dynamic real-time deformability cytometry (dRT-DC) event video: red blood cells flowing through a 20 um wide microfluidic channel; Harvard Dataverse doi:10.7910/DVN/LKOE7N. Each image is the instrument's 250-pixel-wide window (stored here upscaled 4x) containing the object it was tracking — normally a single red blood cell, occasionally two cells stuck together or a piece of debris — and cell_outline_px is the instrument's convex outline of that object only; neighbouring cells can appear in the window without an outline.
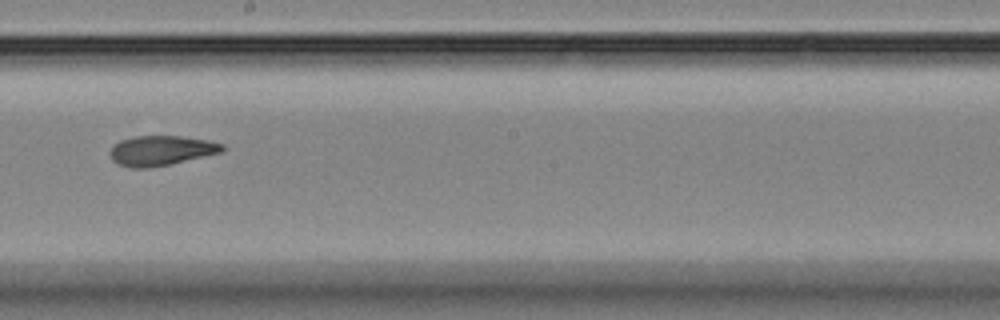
{"species": "Egyptian fruit bat (a non-hibernating species)", "species_latin": "Rousettus aegyptiacus", "temperature_condition": "room temperature", "stored_images_in_passage": 12, "camera_frame_rate_fps": 3000, "um_per_image_px": 0.085, "animal": {"sex": "female"}, "frame": {"image": 1, "passage_image": 6, "time_ms": 7.333, "image_size_px": [1000, 320], "cell_outline_px": [[224, 148], [220, 152], [168, 164], [148, 168], [132, 168], [116, 164], [112, 160], [108, 152], [120, 140], [136, 136], [180, 136], [208, 140], [224, 144]], "centroid_in_image_um": [13.64, 12.79], "position_along_channel_um": 234.6, "area_um2": 19.31}}
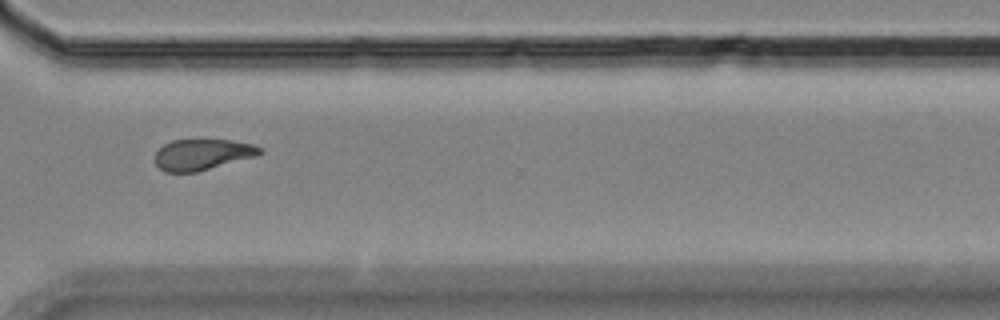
{"frame": {"image": 2, "passage_image": 9, "time_ms": 10.667, "image_size_px": [1000, 320], "cell_outline_px": [[264, 152], [256, 156], [196, 172], [164, 172], [156, 164], [156, 152], [164, 144], [172, 140], [232, 140], [252, 144], [260, 148]], "centroid_in_image_um": [17.2, 13.13], "position_along_channel_um": 353.4, "area_um2": 18.73}}
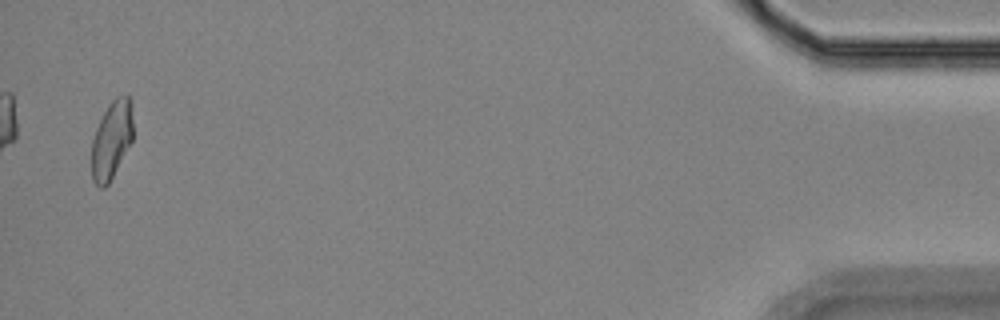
{"frame": {"image": 3, "passage_image": 12, "time_ms": 15.0, "image_size_px": [1000, 320], "cell_outline_px": [[132, 140], [108, 184], [104, 188], [100, 188], [92, 180], [92, 140], [96, 128], [108, 104], [116, 96], [128, 96], [132, 120]], "centroid_in_image_um": [9.46, 11.91], "position_along_channel_um": 425.7, "area_um2": 18.38}, "authors_computed_cell_mechanics": {"area_um2": 19.5075, "velocity_mm_per_s": 3.5584, "shape_relaxation_time_tau1_ms": null, "shape_relaxation_time_tau2_ms": 7.2875, "deformation_change_tau1": null, "deformation_change_tau2": 0.137}}